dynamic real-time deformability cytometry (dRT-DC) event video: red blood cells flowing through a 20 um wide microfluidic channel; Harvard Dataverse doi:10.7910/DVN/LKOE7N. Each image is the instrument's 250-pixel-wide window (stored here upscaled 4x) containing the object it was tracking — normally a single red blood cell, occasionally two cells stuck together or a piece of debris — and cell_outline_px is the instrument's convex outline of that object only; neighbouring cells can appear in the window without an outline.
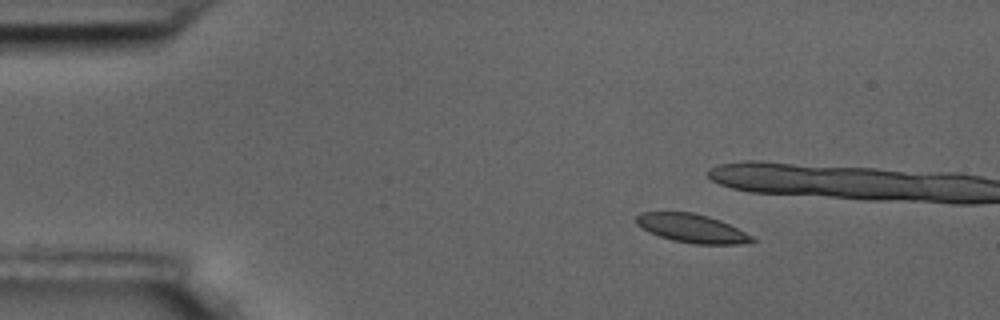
{"species": "common noctule bat (a hibernating species)", "species_latin": "Nyctalus noctula", "temperature_condition": "room temperature", "stored_images_in_passage": 51, "camera_frame_rate_fps": 3000, "um_per_image_px": 0.085, "animal": {"sex": "male", "body_mass_g": 17.5, "forearm_length_mm": 52.3}, "frame": {"image": 1, "passage_image": 1, "time_ms": 0.0, "image_size_px": [1000, 320], "cell_outline_px": [[756, 240], [736, 244], [692, 244], [672, 240], [648, 232], [636, 224], [636, 216], [640, 212], [692, 212], [708, 216], [720, 220], [752, 236]], "centroid_in_image_um": [58.75, 19.4], "position_along_channel_um": 26.2, "area_um2": 19.13}}
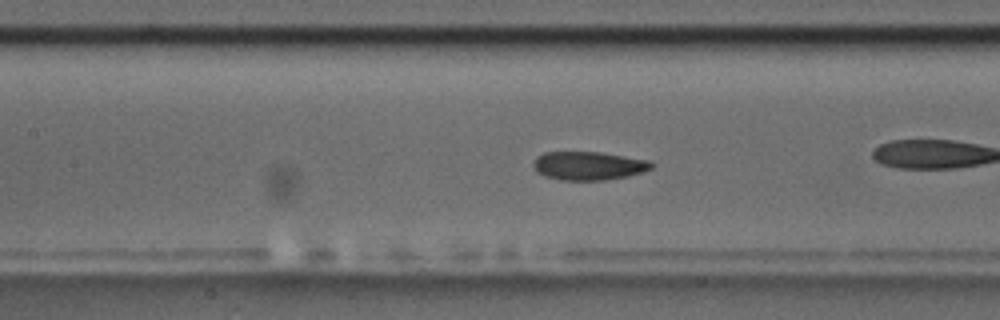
{"frame": {"image": 2, "passage_image": 18, "time_ms": 5.667, "image_size_px": [1000, 320], "cell_outline_px": [[652, 168], [628, 176], [604, 180], [560, 180], [544, 176], [536, 172], [532, 164], [536, 156], [544, 152], [600, 152], [648, 160], [652, 164]], "centroid_in_image_um": [49.96, 14.09], "position_along_channel_um": 157.4, "area_um2": 19.59}}
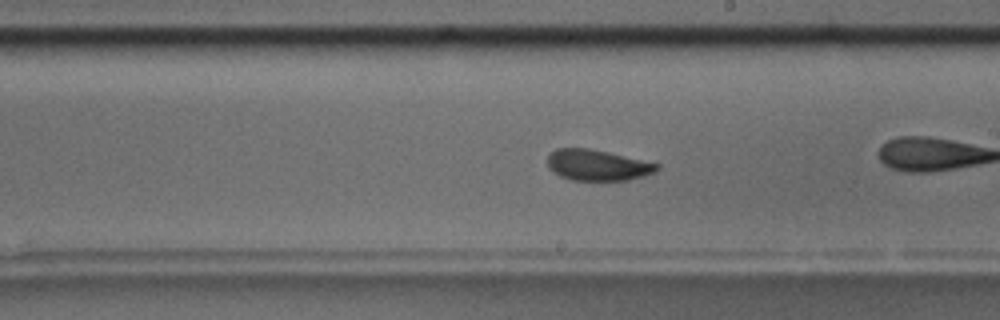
{"frame": {"image": 3, "passage_image": 25, "time_ms": 8.0, "image_size_px": [1000, 320], "cell_outline_px": [[660, 168], [656, 172], [644, 176], [628, 180], [572, 180], [560, 176], [552, 172], [548, 168], [548, 156], [556, 148], [588, 148], [608, 152], [660, 164]], "centroid_in_image_um": [50.79, 14.04], "position_along_channel_um": 238.2, "area_um2": 19.77}, "authors_computed_cell_mechanics": {"area_um2": 19.9988, "velocity_mm_per_s": 3.4926, "shape_relaxation_time_tau1_ms": 7.7306, "shape_relaxation_time_tau2_ms": 2.6705, "deformation_change_tau1": 0.1369, "deformation_change_tau2": 0.0581}}